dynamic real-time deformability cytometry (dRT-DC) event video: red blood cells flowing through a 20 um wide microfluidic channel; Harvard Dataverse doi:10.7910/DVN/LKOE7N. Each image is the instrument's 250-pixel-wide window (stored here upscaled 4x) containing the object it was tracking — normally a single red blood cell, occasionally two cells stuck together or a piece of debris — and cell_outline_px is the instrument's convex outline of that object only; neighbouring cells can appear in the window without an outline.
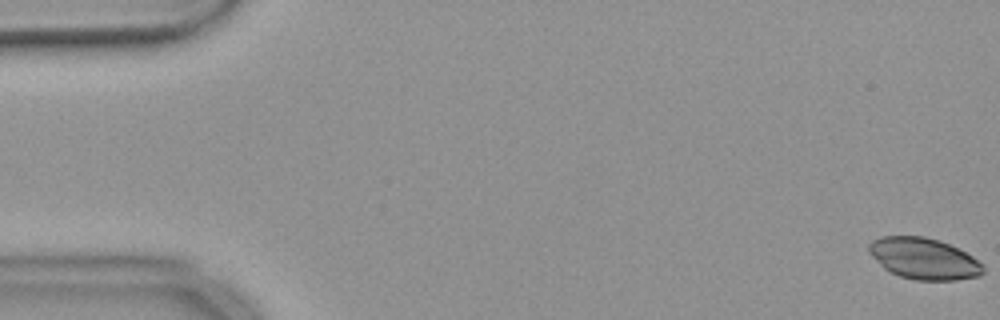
{"species": "common noctule bat (a hibernating species)", "species_latin": "Nyctalus noctula", "temperature_condition": "warm", "stored_images_in_passage": 55, "camera_frame_rate_fps": 3000, "um_per_image_px": 0.085, "animal": {"sex": "female", "body_mass_g": 18.4}, "frame": {"image": 1, "passage_image": 1, "time_ms": 0.0, "image_size_px": [1000, 320], "cell_outline_px": [[984, 272], [980, 276], [956, 280], [916, 280], [900, 276], [884, 268], [868, 252], [868, 244], [872, 240], [880, 236], [924, 236], [940, 240], [972, 256], [984, 264]], "centroid_in_image_um": [78.53, 21.98], "position_along_channel_um": 6.5, "area_um2": 27.51}}
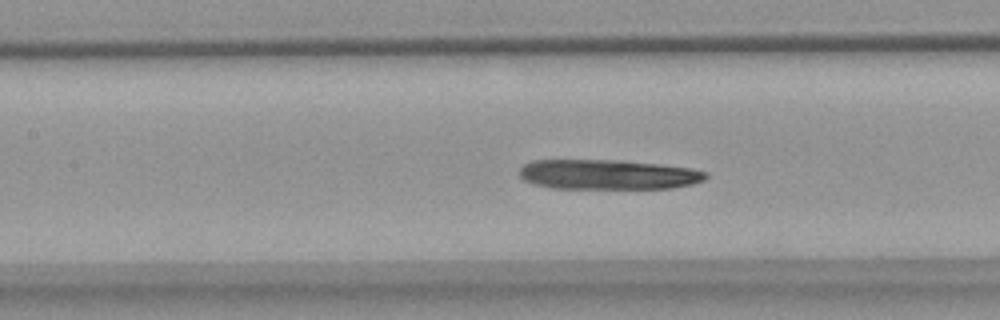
{"frame": {"image": 2, "passage_image": 25, "time_ms": 8.0, "image_size_px": [1000, 320], "cell_outline_px": [[708, 176], [704, 180], [692, 184], [672, 188], [552, 188], [532, 184], [524, 180], [520, 176], [520, 168], [524, 164], [532, 160], [620, 160], [660, 164], [692, 168], [708, 172]], "centroid_in_image_um": [51.68, 14.83], "position_along_channel_um": 155.7, "area_um2": 32.6}}
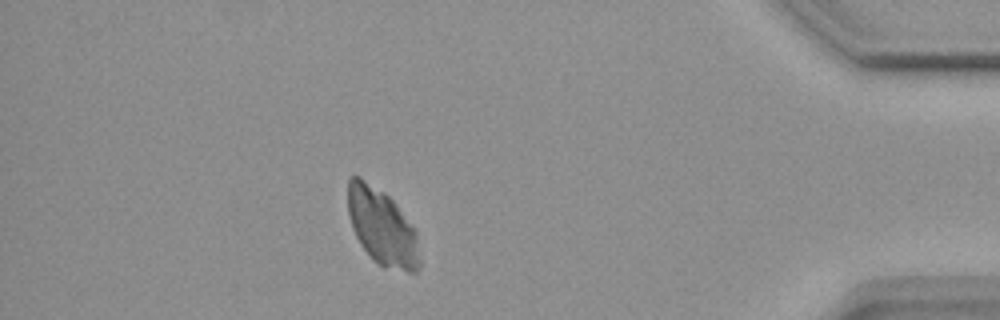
{"frame": {"image": 3, "passage_image": 49, "time_ms": 16.0, "image_size_px": [1000, 320], "cell_outline_px": [[420, 268], [416, 272], [408, 272], [384, 268], [372, 260], [360, 244], [352, 228], [348, 216], [348, 180], [352, 176], [360, 176], [384, 192], [392, 200], [416, 232], [420, 260]], "centroid_in_image_um": [32.45, 19.33], "position_along_channel_um": 402.7, "area_um2": 32.02}}